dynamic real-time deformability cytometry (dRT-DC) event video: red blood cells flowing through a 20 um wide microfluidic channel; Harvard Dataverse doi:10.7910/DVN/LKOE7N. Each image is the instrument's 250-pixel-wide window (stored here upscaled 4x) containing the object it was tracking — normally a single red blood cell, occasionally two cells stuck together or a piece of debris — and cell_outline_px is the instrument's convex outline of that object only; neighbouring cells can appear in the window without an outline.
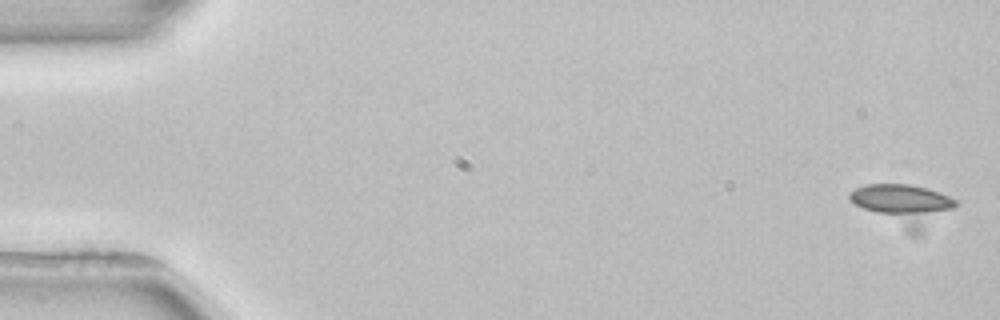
{"species": "common noctule bat (a hibernating species)", "species_latin": "Nyctalus noctula", "temperature_condition": "room temperature", "stored_images_in_passage": 4, "camera_frame_rate_fps": 3000, "um_per_image_px": 0.085, "animal": {"sex": "female", "body_mass_g": 22.7, "forearm_length_mm": 54.2}, "frame": {"image": 1, "passage_image": 1, "time_ms": 0.0, "image_size_px": [1000, 320], "cell_outline_px": [[960, 204], [920, 236], [908, 236], [856, 204], [848, 196], [848, 192], [864, 184], [908, 184], [940, 192], [956, 200]], "centroid_in_image_um": [76.86, 17.49], "position_along_channel_um": 8.1, "area_um2": 26.07}}
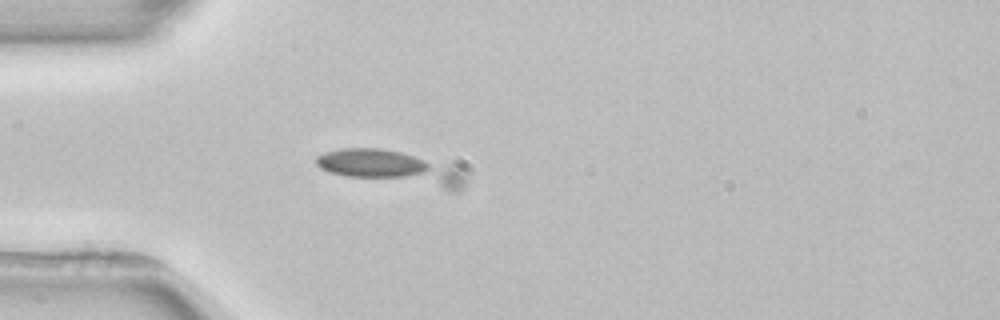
{"frame": {"image": 2, "passage_image": 4, "time_ms": 4.667, "image_size_px": [1000, 320], "cell_outline_px": [[468, 172], [464, 188], [460, 192], [448, 192], [344, 176], [328, 172], [320, 168], [316, 164], [316, 156], [324, 152], [340, 148], [380, 148], [400, 152], [456, 164]], "centroid_in_image_um": [33.48, 14.31], "position_along_channel_um": 51.5, "area_um2": 31.15}}